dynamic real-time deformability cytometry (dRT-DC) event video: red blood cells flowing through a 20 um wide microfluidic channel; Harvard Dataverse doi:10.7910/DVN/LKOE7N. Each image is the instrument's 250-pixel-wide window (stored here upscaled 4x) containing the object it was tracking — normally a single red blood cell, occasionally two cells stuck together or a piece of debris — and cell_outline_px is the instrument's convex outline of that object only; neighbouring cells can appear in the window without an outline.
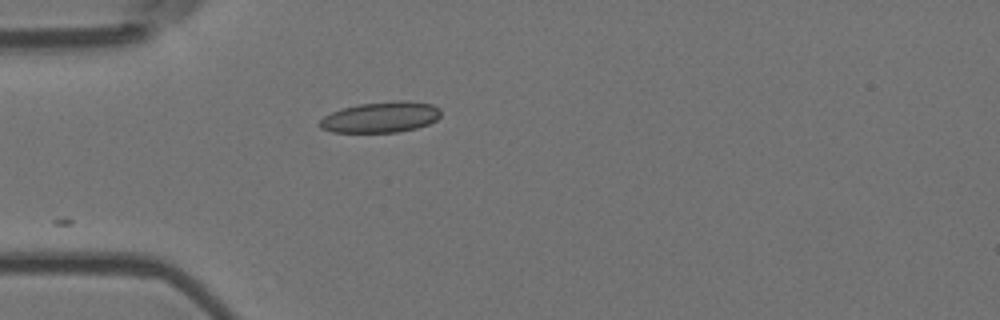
{"species": "Egyptian fruit bat (a non-hibernating species)", "species_latin": "Rousettus aegyptiacus", "temperature_condition": "room temperature", "stored_images_in_passage": 24, "camera_frame_rate_fps": 3000, "um_per_image_px": 0.085, "animal": {"sex": "female"}, "frame": {"image": 1, "passage_image": 1, "time_ms": 0.0, "image_size_px": [1000, 320], "cell_outline_px": [[440, 116], [436, 120], [428, 124], [416, 128], [396, 132], [332, 132], [320, 128], [316, 124], [324, 116], [332, 112], [344, 108], [360, 104], [404, 100], [432, 104], [440, 108]], "centroid_in_image_um": [32.36, 9.96], "position_along_channel_um": 52.6, "area_um2": 21.62}}
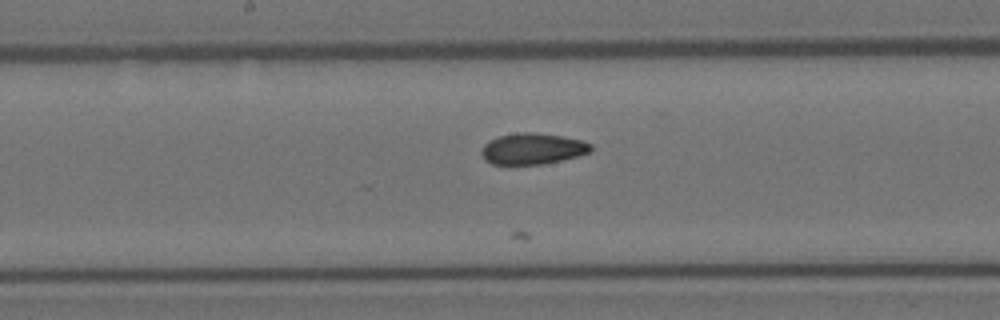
{"frame": {"image": 2, "passage_image": 14, "time_ms": 4.333, "image_size_px": [1000, 320], "cell_outline_px": [[592, 152], [544, 164], [492, 164], [484, 160], [480, 152], [484, 144], [488, 140], [500, 136], [520, 132], [532, 132], [564, 136], [584, 140], [592, 144]], "centroid_in_image_um": [45.28, 12.63], "position_along_channel_um": 202.9, "area_um2": 20.0}}